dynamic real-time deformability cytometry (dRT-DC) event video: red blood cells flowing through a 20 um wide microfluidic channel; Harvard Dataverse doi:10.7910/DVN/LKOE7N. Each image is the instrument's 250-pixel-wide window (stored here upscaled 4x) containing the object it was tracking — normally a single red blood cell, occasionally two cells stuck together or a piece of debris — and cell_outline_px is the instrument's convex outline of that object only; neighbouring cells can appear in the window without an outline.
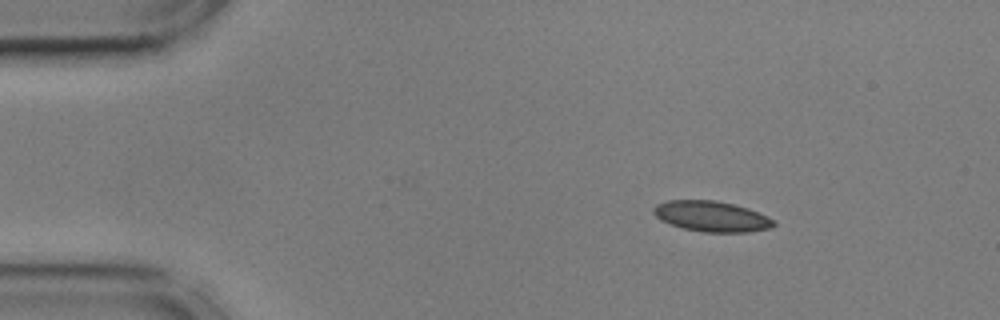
{"species": "common noctule bat (a hibernating species)", "species_latin": "Nyctalus noctula", "temperature_condition": "cold", "stored_images_in_passage": 36, "camera_frame_rate_fps": 3000, "um_per_image_px": 0.085, "animal": {"sex": "male", "body_mass_g": 17.9, "forearm_length_mm": 54.2}, "frame": {"image": 1, "passage_image": 1, "time_ms": 0.0, "image_size_px": [1000, 320], "cell_outline_px": [[776, 224], [772, 228], [748, 232], [704, 232], [684, 228], [660, 220], [652, 212], [652, 208], [656, 204], [668, 200], [716, 200], [748, 208], [768, 216], [776, 220]], "centroid_in_image_um": [60.51, 18.38], "position_along_channel_um": 24.5, "area_um2": 21.5}}
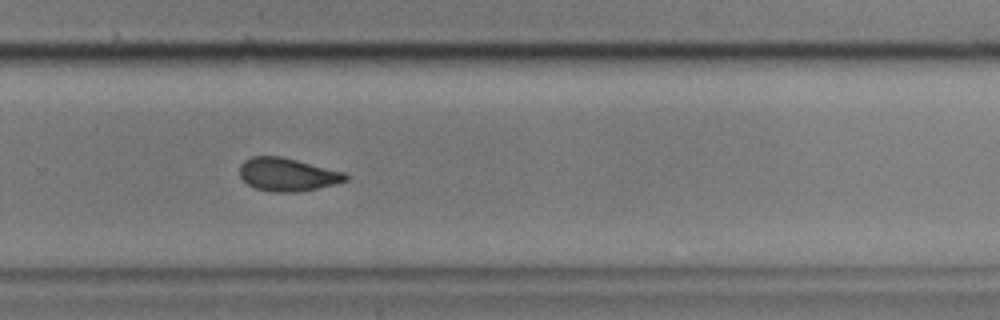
{"frame": {"image": 2, "passage_image": 30, "time_ms": 9.667, "image_size_px": [1000, 320], "cell_outline_px": [[348, 180], [316, 188], [296, 192], [272, 192], [256, 188], [248, 184], [240, 176], [240, 164], [244, 160], [252, 156], [280, 156], [344, 172], [348, 176]], "centroid_in_image_um": [24.4, 14.83], "position_along_channel_um": 305.4, "area_um2": 20.17}}
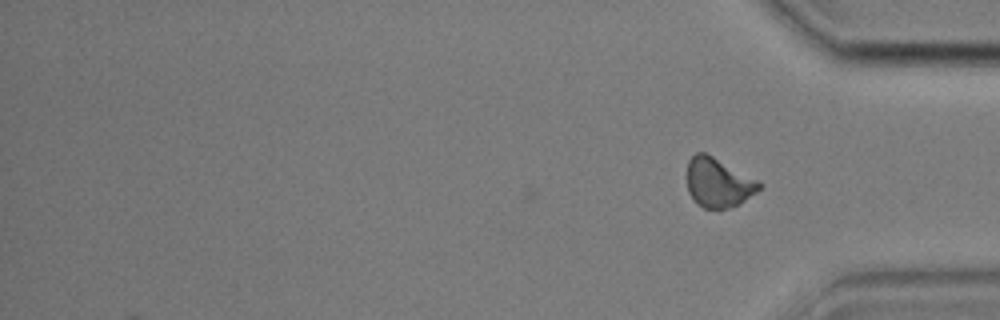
{"frame": {"image": 3, "passage_image": 36, "time_ms": 11.667, "image_size_px": [1000, 320], "cell_outline_px": [[764, 184], [756, 192], [744, 200], [728, 208], [704, 208], [696, 204], [688, 192], [688, 160], [696, 152], [704, 152], [712, 156]], "centroid_in_image_um": [61.02, 15.53], "position_along_channel_um": 374.2, "area_um2": 20.29}, "authors_computed_cell_mechanics": {"area_um2": 21.2993, "velocity_mm_per_s": 3.5907, "shape_relaxation_time_tau1_ms": null, "shape_relaxation_time_tau2_ms": 2.1439, "deformation_change_tau1": null, "deformation_change_tau2": 0.0762}}